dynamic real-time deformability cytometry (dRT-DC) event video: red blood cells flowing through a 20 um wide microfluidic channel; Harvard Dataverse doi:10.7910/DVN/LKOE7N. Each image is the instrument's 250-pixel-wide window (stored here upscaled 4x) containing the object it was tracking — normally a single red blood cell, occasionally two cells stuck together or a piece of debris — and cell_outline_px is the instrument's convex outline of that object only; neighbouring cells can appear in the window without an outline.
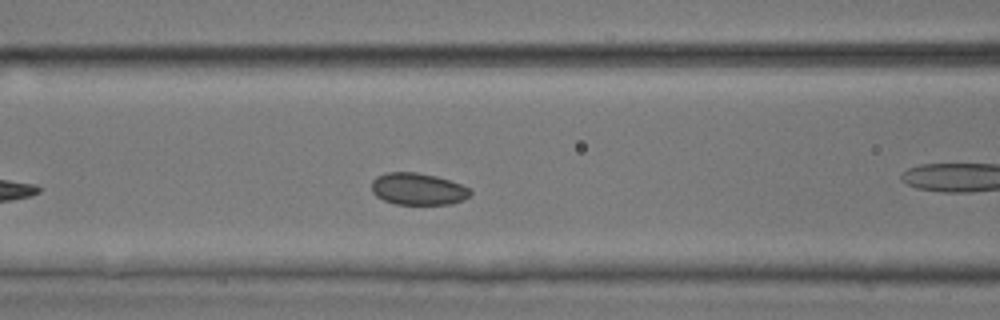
{"species": "common noctule bat (a hibernating species)", "species_latin": "Nyctalus noctula", "temperature_condition": "room temperature", "stored_images_in_passage": 14, "camera_frame_rate_fps": 3000, "um_per_image_px": 0.085, "animal": {"sex": "male", "body_mass_g": 17.9, "forearm_length_mm": 54.2}, "frame": {"image": 1, "passage_image": 5, "time_ms": 1.333, "image_size_px": [1000, 320], "cell_outline_px": [[472, 192], [464, 200], [452, 204], [396, 204], [384, 200], [376, 196], [372, 192], [372, 180], [376, 176], [384, 172], [416, 172], [436, 176], [460, 184], [468, 188]], "centroid_in_image_um": [35.5, 16.06], "position_along_channel_um": 131.1, "area_um2": 18.38}}
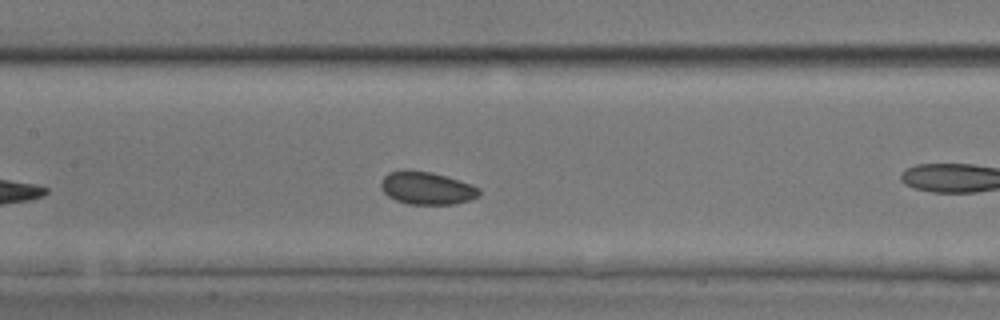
{"frame": {"image": 2, "passage_image": 8, "time_ms": 2.333, "image_size_px": [1000, 320], "cell_outline_px": [[480, 196], [472, 200], [452, 204], [408, 204], [396, 200], [388, 196], [380, 188], [380, 180], [388, 172], [404, 168], [432, 172], [480, 188]], "centroid_in_image_um": [36.22, 15.98], "position_along_channel_um": 171.2, "area_um2": 18.9}}